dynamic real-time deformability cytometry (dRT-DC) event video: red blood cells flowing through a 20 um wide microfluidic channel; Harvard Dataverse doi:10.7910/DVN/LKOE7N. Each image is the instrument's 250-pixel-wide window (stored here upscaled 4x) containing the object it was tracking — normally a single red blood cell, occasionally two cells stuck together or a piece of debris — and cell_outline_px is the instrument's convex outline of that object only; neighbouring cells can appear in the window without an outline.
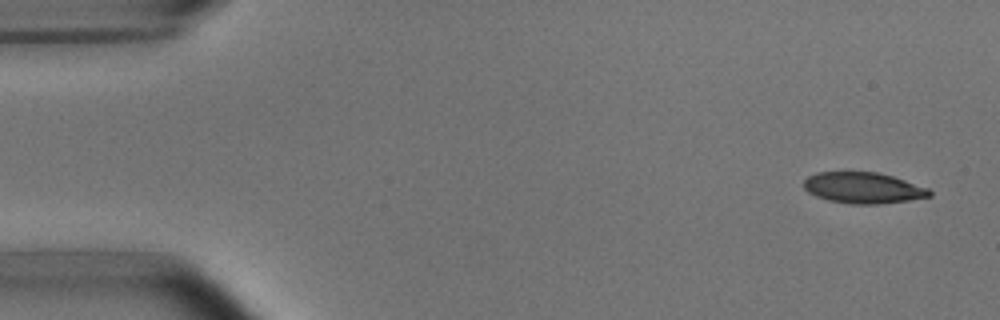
{"species": "common noctule bat (a hibernating species)", "species_latin": "Nyctalus noctula", "temperature_condition": "room temperature", "stored_images_in_passage": 4, "camera_frame_rate_fps": 3000, "um_per_image_px": 0.085, "animal": {"sex": "male", "body_mass_g": 15.6}, "frame": {"image": 1, "passage_image": 1, "time_ms": 0.0, "image_size_px": [1000, 320], "cell_outline_px": [[932, 196], [908, 200], [880, 204], [848, 204], [828, 200], [816, 196], [808, 192], [804, 188], [804, 180], [808, 176], [816, 172], [876, 172], [892, 176], [928, 188], [932, 192]], "centroid_in_image_um": [73.35, 15.97], "position_along_channel_um": 11.6, "area_um2": 22.72}}